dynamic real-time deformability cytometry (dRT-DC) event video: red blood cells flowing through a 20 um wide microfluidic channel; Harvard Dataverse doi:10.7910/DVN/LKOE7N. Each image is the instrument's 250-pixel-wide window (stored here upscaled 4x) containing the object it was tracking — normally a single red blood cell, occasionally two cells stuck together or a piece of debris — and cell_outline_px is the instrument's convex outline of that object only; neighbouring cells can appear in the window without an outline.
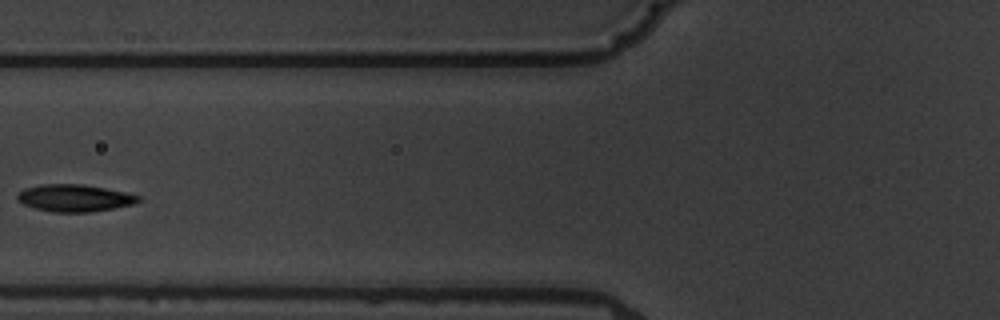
{"species": "common noctule bat (a hibernating species)", "species_latin": "Nyctalus noctula", "temperature_condition": "warm", "stored_images_in_passage": 6, "camera_frame_rate_fps": 3000, "um_per_image_px": 0.085, "animal": {"sex": "male", "body_mass_g": 19.5, "forearm_length_mm": 54.6}, "frame": {"image": 1, "passage_image": 4, "time_ms": 3.667, "image_size_px": [1000, 320], "cell_outline_px": [[140, 200], [132, 204], [92, 212], [52, 212], [36, 208], [24, 204], [16, 200], [16, 196], [24, 188], [40, 184], [80, 184], [104, 188], [124, 192], [140, 196]], "centroid_in_image_um": [6.29, 16.83], "position_along_channel_um": 119.5, "area_um2": 18.96}}
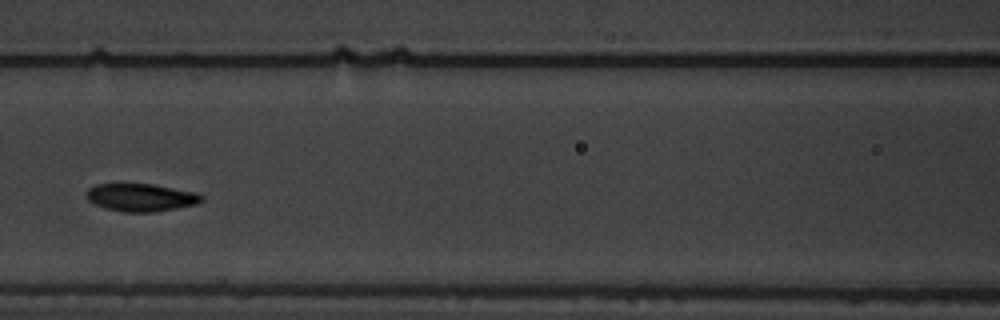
{"frame": {"image": 2, "passage_image": 5, "time_ms": 4.667, "image_size_px": [1000, 320], "cell_outline_px": [[204, 200], [196, 204], [156, 212], [124, 212], [104, 208], [88, 200], [84, 196], [88, 188], [96, 184], [152, 184], [196, 192], [204, 196]], "centroid_in_image_um": [11.97, 16.78], "position_along_channel_um": 154.6, "area_um2": 18.73}}
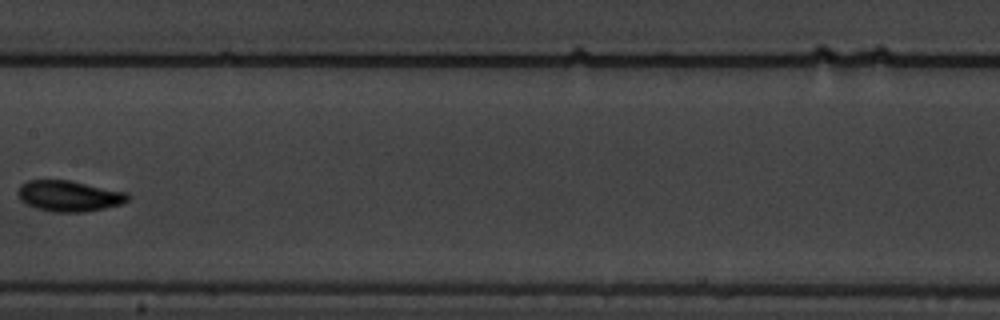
{"frame": {"image": 3, "passage_image": 6, "time_ms": 6.0, "image_size_px": [1000, 320], "cell_outline_px": [[128, 200], [120, 204], [104, 208], [84, 212], [52, 212], [36, 208], [20, 200], [16, 192], [20, 184], [28, 180], [68, 180], [128, 192]], "centroid_in_image_um": [5.83, 16.65], "position_along_channel_um": 201.6, "area_um2": 19.77}}